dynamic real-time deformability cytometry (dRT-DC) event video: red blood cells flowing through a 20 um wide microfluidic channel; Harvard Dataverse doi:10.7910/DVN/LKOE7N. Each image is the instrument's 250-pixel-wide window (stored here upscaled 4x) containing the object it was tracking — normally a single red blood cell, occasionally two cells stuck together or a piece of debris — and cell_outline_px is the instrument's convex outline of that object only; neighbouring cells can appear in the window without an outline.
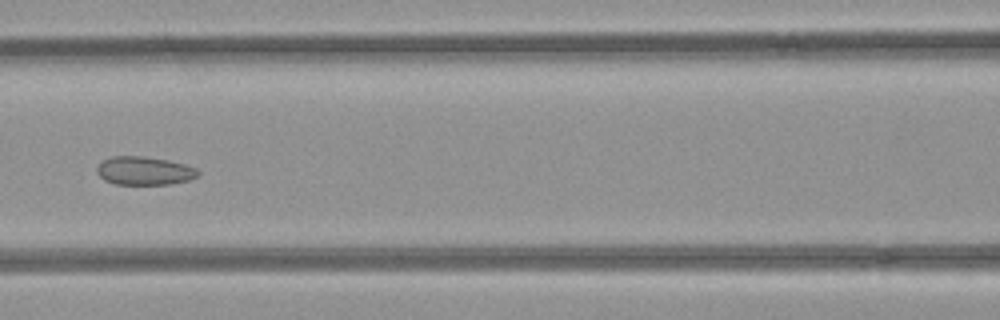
{"species": "common noctule bat (a hibernating species)", "species_latin": "Nyctalus noctula", "temperature_condition": "room temperature", "stored_images_in_passage": 6, "camera_frame_rate_fps": 3000, "um_per_image_px": 0.085, "animal": {"sex": "female", "body_mass_g": 21.9}, "frame": {"image": 1, "passage_image": 6, "time_ms": 1.667, "image_size_px": [1000, 320], "cell_outline_px": [[200, 172], [196, 176], [188, 180], [172, 184], [116, 184], [104, 180], [96, 172], [96, 168], [104, 160], [112, 156], [144, 156], [168, 160], [184, 164], [196, 168]], "centroid_in_image_um": [12.26, 14.51], "position_along_channel_um": 154.3, "area_um2": 16.65}}